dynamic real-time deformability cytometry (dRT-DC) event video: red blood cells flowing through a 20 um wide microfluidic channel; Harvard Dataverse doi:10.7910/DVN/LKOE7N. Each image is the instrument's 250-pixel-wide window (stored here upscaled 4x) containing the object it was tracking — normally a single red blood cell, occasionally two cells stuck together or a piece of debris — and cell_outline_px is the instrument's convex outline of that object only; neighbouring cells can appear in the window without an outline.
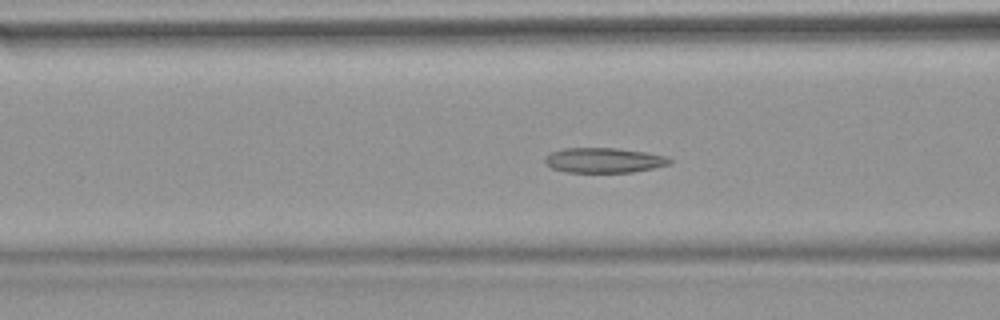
{"species": "common noctule bat (a hibernating species)", "species_latin": "Nyctalus noctula", "temperature_condition": "warm", "stored_images_in_passage": 53, "camera_frame_rate_fps": 3000, "um_per_image_px": 0.085, "animal": {"sex": "female", "body_mass_g": 18.4}, "frame": {"image": 1, "passage_image": 21, "time_ms": 6.667, "image_size_px": [1000, 320], "cell_outline_px": [[672, 164], [632, 172], [564, 172], [552, 168], [544, 164], [544, 156], [552, 152], [564, 148], [616, 148], [644, 152], [668, 156], [672, 160]], "centroid_in_image_um": [51.31, 13.62], "position_along_channel_um": 115.3, "area_um2": 18.26}}
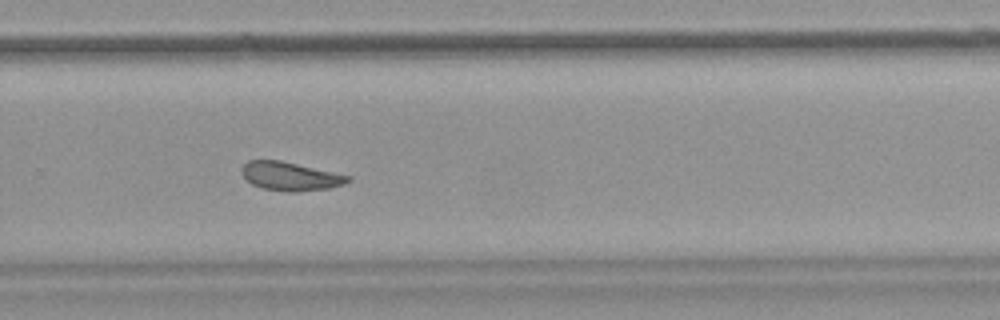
{"frame": {"image": 2, "passage_image": 36, "time_ms": 11.667, "image_size_px": [1000, 320], "cell_outline_px": [[352, 180], [344, 184], [328, 188], [296, 192], [288, 192], [260, 188], [252, 184], [240, 172], [240, 168], [248, 160], [280, 160], [352, 176]], "centroid_in_image_um": [24.67, 14.98], "position_along_channel_um": 305.1, "area_um2": 17.8}}
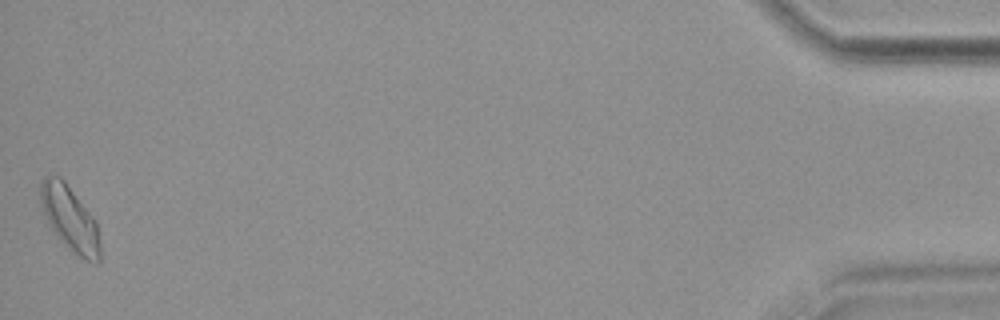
{"frame": {"image": 3, "passage_image": 53, "time_ms": 17.333, "image_size_px": [1000, 320], "cell_outline_px": [[100, 264], [96, 264], [84, 260], [72, 252], [56, 236], [40, 204], [40, 184], [44, 176], [60, 176], [64, 180], [96, 220], [100, 244]], "centroid_in_image_um": [5.96, 18.61], "position_along_channel_um": 429.2, "area_um2": 22.54}, "authors_computed_cell_mechanics": {"area_um2": 18.9584, "velocity_mm_per_s": 3.8092, "shape_relaxation_time_tau1_ms": 11.3174, "shape_relaxation_time_tau2_ms": 2.3807, "deformation_change_tau1": 0.1894, "deformation_change_tau2": 0.0884}}